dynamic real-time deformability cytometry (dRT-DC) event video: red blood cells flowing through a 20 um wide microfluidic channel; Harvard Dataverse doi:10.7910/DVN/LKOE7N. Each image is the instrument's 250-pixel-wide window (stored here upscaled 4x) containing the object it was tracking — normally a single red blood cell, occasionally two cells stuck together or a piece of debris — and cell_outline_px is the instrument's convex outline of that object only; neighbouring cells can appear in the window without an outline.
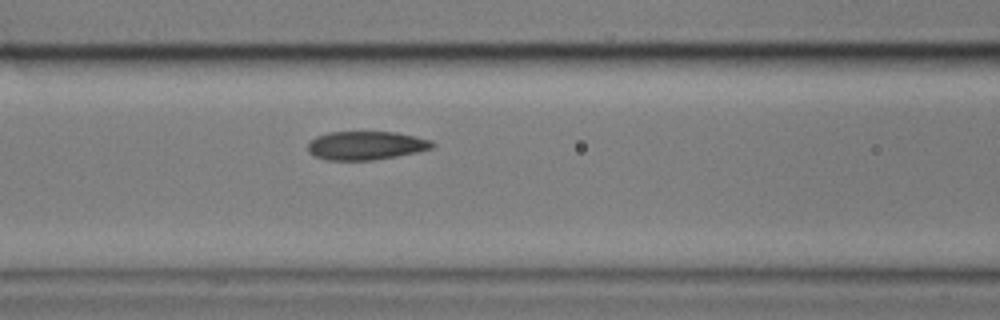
{"species": "common noctule bat (a hibernating species)", "species_latin": "Nyctalus noctula", "temperature_condition": "cold", "stored_images_in_passage": 7, "camera_frame_rate_fps": 3000, "um_per_image_px": 0.085, "animal": {"sex": "male", "body_mass_g": 17.9}, "frame": {"image": 1, "passage_image": 7, "time_ms": 7.333, "image_size_px": [1000, 320], "cell_outline_px": [[436, 144], [432, 148], [416, 152], [396, 156], [372, 160], [328, 160], [316, 156], [308, 152], [308, 144], [316, 136], [328, 132], [396, 132], [416, 136], [432, 140]], "centroid_in_image_um": [31.13, 12.36], "position_along_channel_um": 135.5, "area_um2": 20.69}}